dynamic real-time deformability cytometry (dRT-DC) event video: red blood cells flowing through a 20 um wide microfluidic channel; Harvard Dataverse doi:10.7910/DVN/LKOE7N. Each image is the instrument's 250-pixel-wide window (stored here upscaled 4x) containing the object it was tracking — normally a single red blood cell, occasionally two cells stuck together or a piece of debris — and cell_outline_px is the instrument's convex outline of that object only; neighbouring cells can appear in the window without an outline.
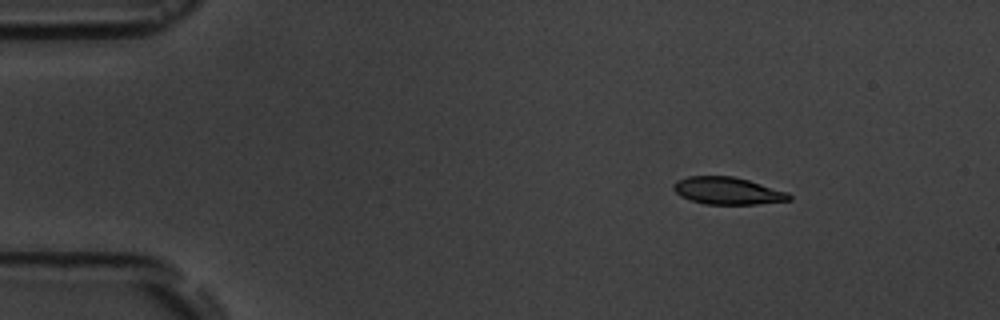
{"species": "common noctule bat (a hibernating species)", "species_latin": "Nyctalus noctula", "temperature_condition": "room temperature", "stored_images_in_passage": 5, "camera_frame_rate_fps": 3000, "um_per_image_px": 0.085, "animal": {"sex": "male", "body_mass_g": 19.5, "forearm_length_mm": 54.6}, "frame": {"image": 1, "passage_image": 3, "time_ms": 2.333, "image_size_px": [1000, 320], "cell_outline_px": [[792, 200], [756, 204], [704, 204], [680, 196], [672, 188], [672, 184], [676, 180], [688, 176], [732, 176], [748, 180], [788, 192], [792, 196]], "centroid_in_image_um": [61.83, 16.21], "position_along_channel_um": 23.2, "area_um2": 18.38}}